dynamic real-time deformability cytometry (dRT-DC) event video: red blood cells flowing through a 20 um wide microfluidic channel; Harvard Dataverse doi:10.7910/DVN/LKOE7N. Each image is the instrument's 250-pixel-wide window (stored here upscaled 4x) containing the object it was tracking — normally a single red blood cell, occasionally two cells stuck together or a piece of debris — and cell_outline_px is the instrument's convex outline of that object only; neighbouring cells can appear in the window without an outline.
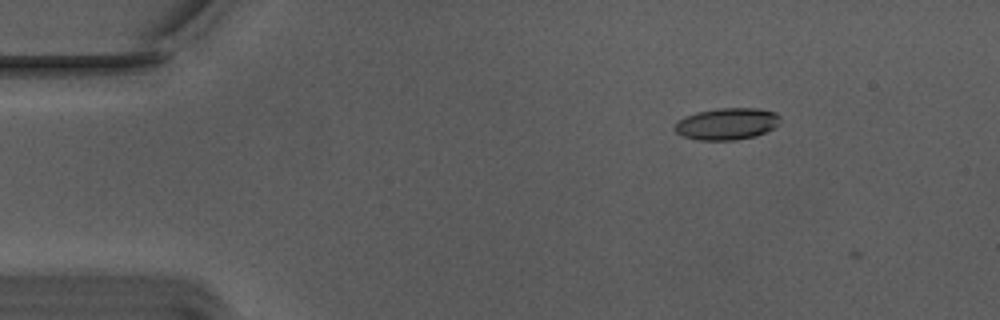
{"species": "Egyptian fruit bat (a non-hibernating species)", "species_latin": "Rousettus aegyptiacus", "temperature_condition": "warm", "stored_images_in_passage": 4, "camera_frame_rate_fps": 3000, "um_per_image_px": 0.085, "animal": {"sex": "male"}, "frame": {"image": 1, "passage_image": 2, "time_ms": 0.333, "image_size_px": [1000, 320], "cell_outline_px": [[780, 124], [756, 136], [736, 140], [700, 140], [684, 136], [676, 132], [672, 128], [676, 120], [684, 116], [696, 112], [716, 108], [756, 108], [776, 112], [780, 116]], "centroid_in_image_um": [61.76, 10.51], "position_along_channel_um": 23.2, "area_um2": 19.77}}